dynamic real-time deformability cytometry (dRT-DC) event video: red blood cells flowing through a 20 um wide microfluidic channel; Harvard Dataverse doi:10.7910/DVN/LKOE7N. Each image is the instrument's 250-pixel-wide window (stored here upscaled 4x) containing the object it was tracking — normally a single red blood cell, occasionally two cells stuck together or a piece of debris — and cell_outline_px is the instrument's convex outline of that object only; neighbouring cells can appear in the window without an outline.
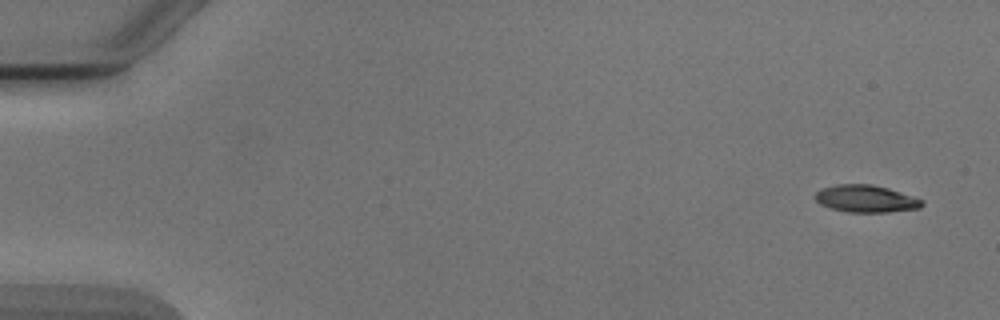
{"species": "Egyptian fruit bat (a non-hibernating species)", "species_latin": "Rousettus aegyptiacus", "temperature_condition": "cold", "stored_images_in_passage": 4, "camera_frame_rate_fps": 3000, "um_per_image_px": 0.085, "animal": {"sex": "male"}, "frame": {"image": 1, "passage_image": 1, "time_ms": 0.0, "image_size_px": [1000, 320], "cell_outline_px": [[924, 204], [920, 208], [888, 212], [848, 212], [832, 208], [820, 204], [816, 200], [816, 192], [824, 188], [836, 184], [872, 184], [888, 188], [924, 200]], "centroid_in_image_um": [73.63, 16.89], "position_along_channel_um": 11.4, "area_um2": 16.82}}